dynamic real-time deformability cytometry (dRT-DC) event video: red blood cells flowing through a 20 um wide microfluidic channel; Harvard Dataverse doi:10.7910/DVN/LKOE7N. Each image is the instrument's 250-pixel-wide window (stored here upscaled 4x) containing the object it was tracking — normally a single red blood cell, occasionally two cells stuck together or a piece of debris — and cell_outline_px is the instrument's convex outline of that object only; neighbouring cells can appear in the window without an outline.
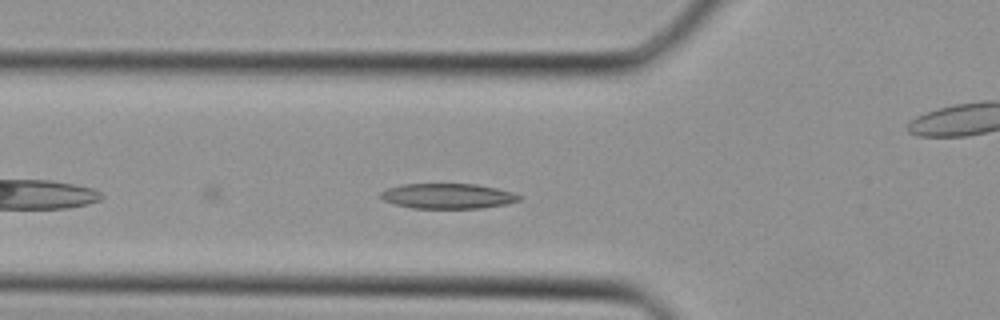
{"species": "Egyptian fruit bat (a non-hibernating species)", "species_latin": "Rousettus aegyptiacus", "temperature_condition": "cold", "stored_images_in_passage": 30, "camera_frame_rate_fps": 3000, "um_per_image_px": 0.085, "animal": {"sex": "female"}, "frame": {"image": 1, "passage_image": 4, "time_ms": 1.0, "image_size_px": [1000, 320], "cell_outline_px": [[520, 200], [508, 204], [480, 208], [412, 208], [396, 204], [384, 200], [380, 196], [380, 192], [388, 188], [400, 184], [476, 184], [496, 188], [512, 192], [520, 196]], "centroid_in_image_um": [38.06, 16.66], "position_along_channel_um": 87.7, "area_um2": 20.23}}
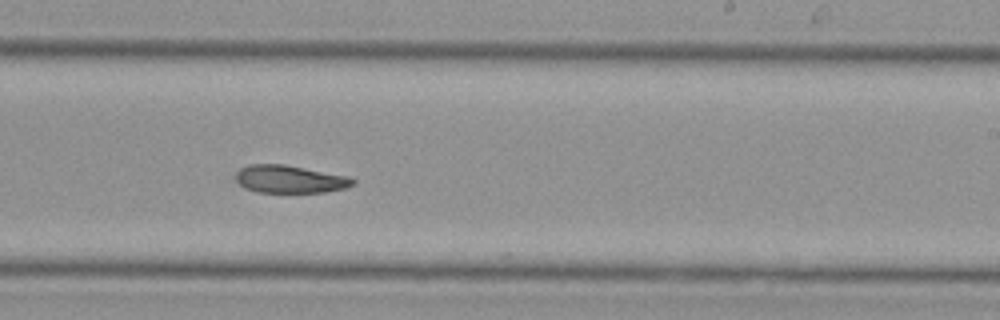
{"frame": {"image": 2, "passage_image": 14, "time_ms": 4.333, "image_size_px": [1000, 320], "cell_outline_px": [[356, 184], [344, 188], [324, 192], [256, 192], [244, 188], [236, 180], [236, 172], [240, 168], [248, 164], [284, 164], [348, 176], [356, 180]], "centroid_in_image_um": [24.62, 15.22], "position_along_channel_um": 264.4, "area_um2": 18.96}}
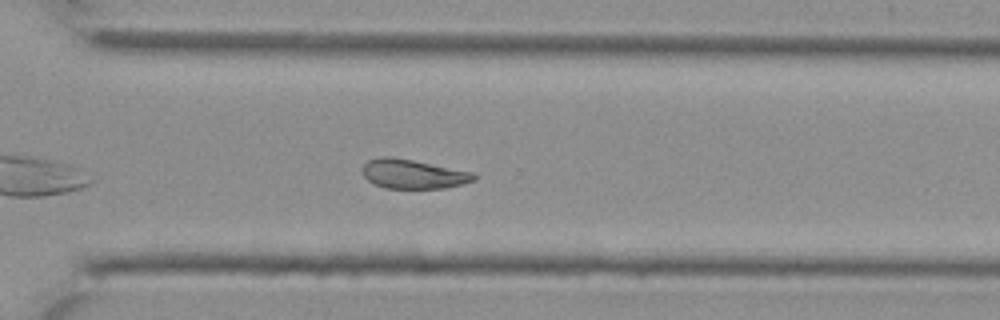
{"frame": {"image": 3, "passage_image": 18, "time_ms": 5.667, "image_size_px": [1000, 320], "cell_outline_px": [[476, 180], [444, 188], [384, 188], [368, 180], [364, 176], [364, 164], [368, 160], [380, 156], [392, 156], [476, 172]], "centroid_in_image_um": [35.15, 14.78], "position_along_channel_um": 335.4, "area_um2": 19.02}}